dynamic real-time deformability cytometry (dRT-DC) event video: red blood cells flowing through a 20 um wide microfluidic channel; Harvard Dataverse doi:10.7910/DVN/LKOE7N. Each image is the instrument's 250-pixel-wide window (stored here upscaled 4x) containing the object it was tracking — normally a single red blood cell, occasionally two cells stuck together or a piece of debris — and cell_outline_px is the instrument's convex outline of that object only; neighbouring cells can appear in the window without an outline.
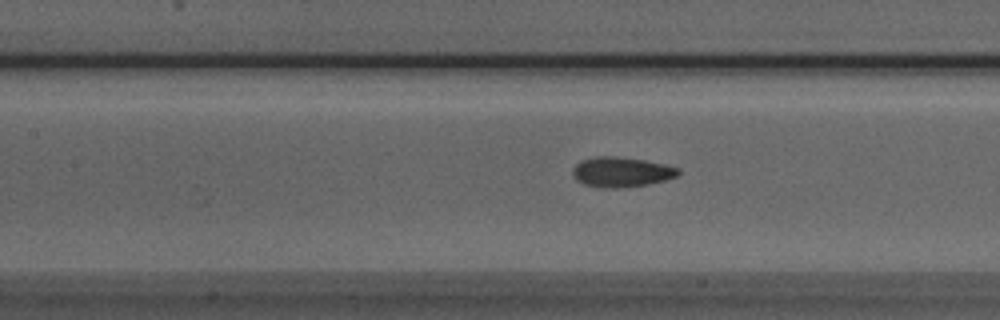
{"species": "Egyptian fruit bat (a non-hibernating species)", "species_latin": "Rousettus aegyptiacus", "temperature_condition": "room temperature", "stored_images_in_passage": 52, "camera_frame_rate_fps": 3000, "um_per_image_px": 0.085, "animal": {"sex": "male"}, "frame": {"image": 1, "passage_image": 22, "time_ms": 7.0, "image_size_px": [1000, 320], "cell_outline_px": [[680, 172], [676, 176], [664, 180], [648, 184], [616, 188], [604, 188], [584, 184], [576, 180], [572, 176], [572, 168], [580, 160], [596, 156], [616, 156], [644, 160], [664, 164], [680, 168]], "centroid_in_image_um": [52.78, 14.61], "position_along_channel_um": 154.6, "area_um2": 18.5}}
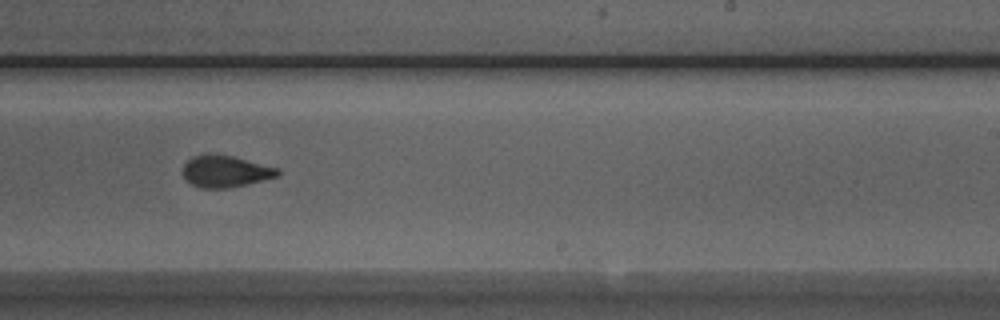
{"frame": {"image": 2, "passage_image": 31, "time_ms": 10.0, "image_size_px": [1000, 320], "cell_outline_px": [[280, 176], [228, 188], [200, 188], [192, 184], [184, 176], [184, 164], [192, 156], [208, 152], [232, 156], [276, 168], [280, 172]], "centroid_in_image_um": [19.13, 14.55], "position_along_channel_um": 269.9, "area_um2": 17.4}}
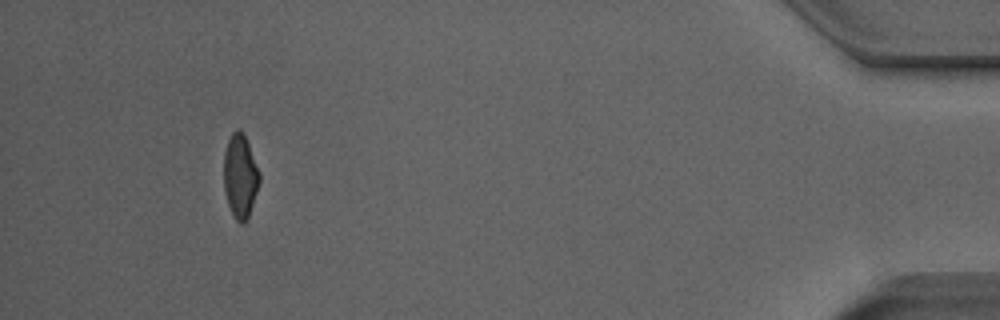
{"frame": {"image": 3, "passage_image": 48, "time_ms": 15.667, "image_size_px": [1000, 320], "cell_outline_px": [[260, 180], [248, 216], [244, 224], [240, 224], [236, 220], [228, 204], [224, 192], [224, 152], [228, 140], [232, 132], [236, 128], [240, 128], [244, 132], [260, 172]], "centroid_in_image_um": [20.41, 14.92], "position_along_channel_um": 414.8, "area_um2": 17.46}, "authors_computed_cell_mechanics": {"area_um2": 17.7735, "velocity_mm_per_s": 3.8549, "shape_relaxation_time_tau1_ms": 5.8988, "shape_relaxation_time_tau2_ms": 1.8637, "deformation_change_tau1": 0.1533, "deformation_change_tau2": 0.0726}}